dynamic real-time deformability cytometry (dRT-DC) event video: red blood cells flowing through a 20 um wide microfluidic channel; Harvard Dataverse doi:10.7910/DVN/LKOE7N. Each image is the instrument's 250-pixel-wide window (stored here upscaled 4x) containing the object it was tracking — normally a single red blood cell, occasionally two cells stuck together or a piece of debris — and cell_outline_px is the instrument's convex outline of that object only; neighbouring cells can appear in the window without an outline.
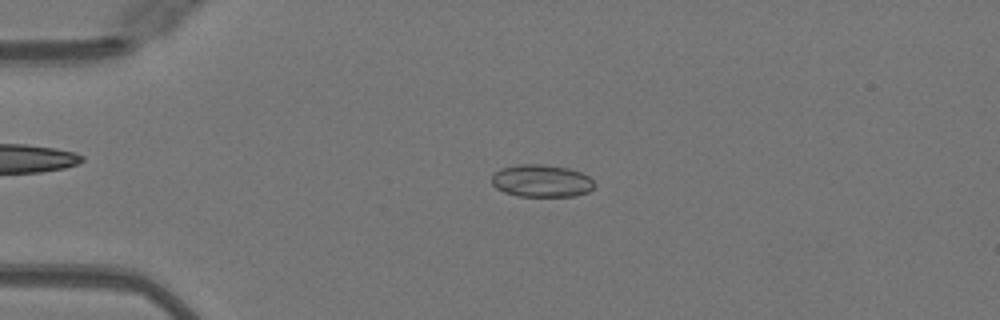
{"species": "Egyptian fruit bat (a non-hibernating species)", "species_latin": "Rousettus aegyptiacus", "temperature_condition": "warm", "stored_images_in_passage": 20, "camera_frame_rate_fps": 3000, "um_per_image_px": 0.085, "animal": {"sex": "female"}, "frame": {"image": 1, "passage_image": 12, "time_ms": 3.667, "image_size_px": [1000, 320], "cell_outline_px": [[596, 184], [588, 192], [576, 196], [516, 196], [504, 192], [496, 188], [492, 184], [492, 176], [500, 168], [520, 164], [544, 164], [568, 168], [580, 172], [588, 176]], "centroid_in_image_um": [46.02, 15.37], "position_along_channel_um": 39.0, "area_um2": 19.48}}
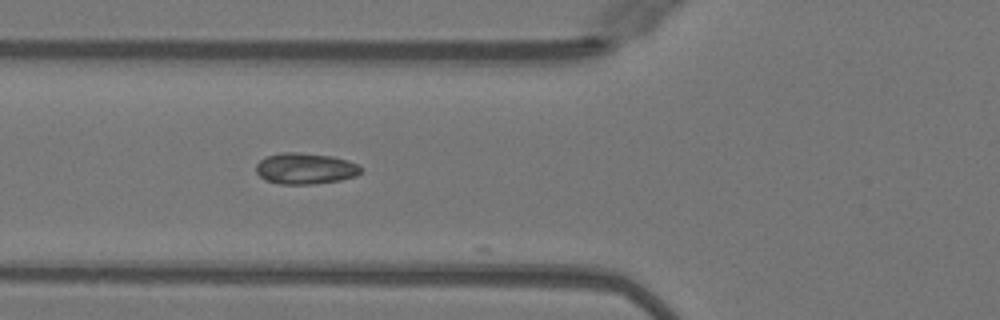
{"frame": {"image": 2, "passage_image": 19, "time_ms": 6.0, "image_size_px": [1000, 320], "cell_outline_px": [[364, 168], [356, 176], [340, 180], [312, 184], [280, 184], [264, 180], [256, 172], [256, 164], [264, 156], [284, 152], [300, 152], [332, 156], [348, 160]], "centroid_in_image_um": [25.93, 14.32], "position_along_channel_um": 99.9, "area_um2": 19.19}}